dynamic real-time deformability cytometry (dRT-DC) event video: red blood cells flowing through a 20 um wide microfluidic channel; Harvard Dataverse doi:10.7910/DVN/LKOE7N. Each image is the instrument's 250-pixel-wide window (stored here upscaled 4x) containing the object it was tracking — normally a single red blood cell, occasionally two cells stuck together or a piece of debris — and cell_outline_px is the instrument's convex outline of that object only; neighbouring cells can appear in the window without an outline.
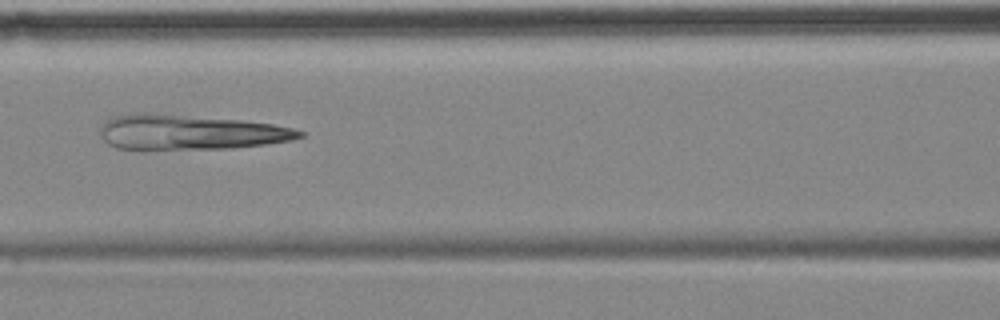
{"species": "common noctule bat (a hibernating species)", "species_latin": "Nyctalus noctula", "temperature_condition": "cold", "stored_images_in_passage": 11, "camera_frame_rate_fps": 3000, "um_per_image_px": 0.085, "animal": {"sex": "female", "body_mass_g": 18.4}, "frame": {"image": 1, "passage_image": 4, "time_ms": 4.333, "image_size_px": [1000, 320], "cell_outline_px": [[308, 132], [304, 136], [292, 140], [264, 144], [232, 148], [116, 148], [108, 144], [100, 136], [100, 128], [112, 116], [136, 112], [144, 112], [240, 120], [272, 124], [292, 128]], "centroid_in_image_um": [16.16, 11.22], "position_along_channel_um": 150.4, "area_um2": 40.17}}
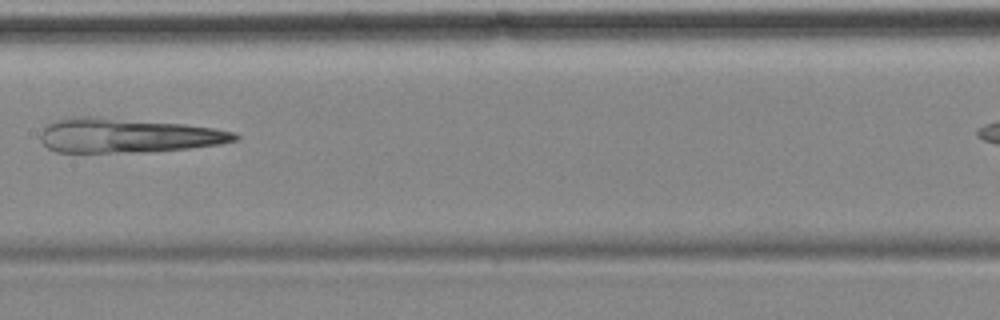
{"frame": {"image": 2, "passage_image": 5, "time_ms": 5.667, "image_size_px": [1000, 320], "cell_outline_px": [[240, 140], [220, 144], [192, 148], [144, 152], [56, 152], [48, 148], [40, 140], [40, 132], [48, 124], [56, 120], [72, 116], [88, 116], [184, 124], [212, 128], [232, 132], [240, 136]], "centroid_in_image_um": [10.84, 11.52], "position_along_channel_um": 196.6, "area_um2": 38.96}}